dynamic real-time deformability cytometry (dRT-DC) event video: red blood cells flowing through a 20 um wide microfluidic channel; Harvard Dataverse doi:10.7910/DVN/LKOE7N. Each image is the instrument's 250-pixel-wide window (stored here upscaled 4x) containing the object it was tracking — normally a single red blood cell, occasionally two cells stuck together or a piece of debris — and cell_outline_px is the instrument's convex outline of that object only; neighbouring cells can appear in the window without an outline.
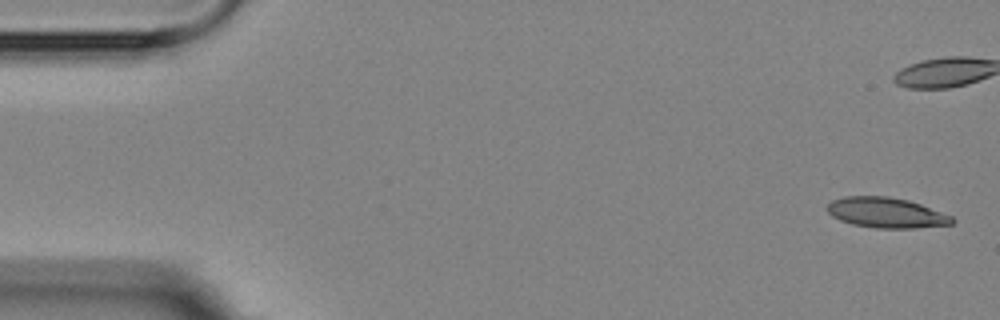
{"species": "Egyptian fruit bat (a non-hibernating species)", "species_latin": "Rousettus aegyptiacus", "temperature_condition": "room temperature", "stored_images_in_passage": 4, "camera_frame_rate_fps": 3000, "um_per_image_px": 0.085, "animal": {"sex": "female"}, "frame": {"image": 1, "passage_image": 1, "time_ms": 0.0, "image_size_px": [1000, 320], "cell_outline_px": [[956, 220], [952, 224], [916, 228], [876, 228], [852, 224], [840, 220], [832, 216], [824, 208], [832, 200], [844, 196], [888, 196], [908, 200], [920, 204], [952, 216]], "centroid_in_image_um": [75.31, 18.08], "position_along_channel_um": 9.7, "area_um2": 22.14}}